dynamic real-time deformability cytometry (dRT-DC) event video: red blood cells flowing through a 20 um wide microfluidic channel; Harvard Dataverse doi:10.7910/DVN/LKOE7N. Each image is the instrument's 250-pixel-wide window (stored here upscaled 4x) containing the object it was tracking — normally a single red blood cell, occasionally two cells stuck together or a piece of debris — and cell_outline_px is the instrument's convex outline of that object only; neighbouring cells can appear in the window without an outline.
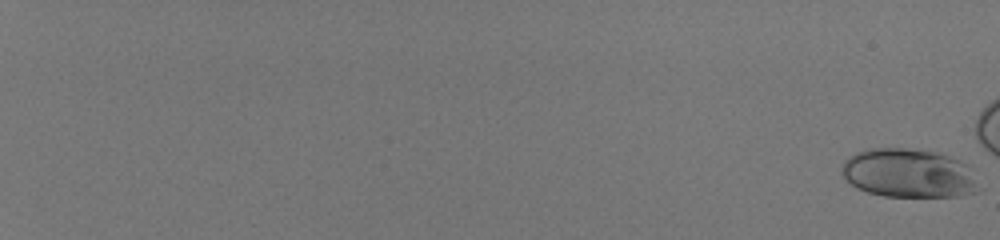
{"species": "human", "species_latin": "Homo sapiens", "temperature_condition": "room temperature", "stored_images_in_passage": 43, "camera_frame_rate_fps": 3000, "um_per_image_px": 0.085, "donor": {"sex": "male"}, "frame": {"image": 1, "passage_image": 1, "time_ms": 0.0, "image_size_px": [1000, 240], "cell_outline_px": [[980, 192], [956, 196], [884, 196], [868, 192], [856, 188], [844, 176], [840, 168], [844, 160], [848, 156], [856, 152], [872, 148], [904, 148], [936, 152], [960, 160], [964, 164]], "centroid_in_image_um": [77.16, 14.72], "position_along_channel_um": 7.8, "area_um2": 38.49}}
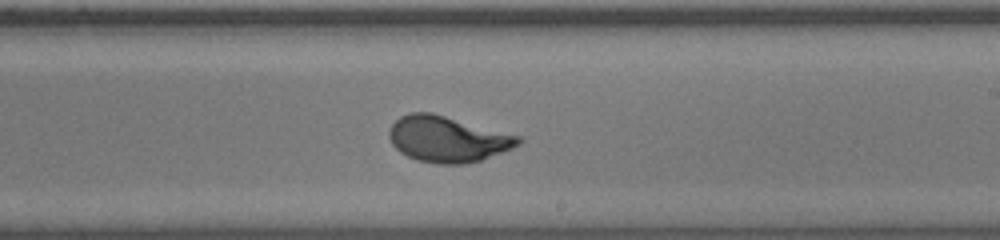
{"frame": {"image": 2, "passage_image": 28, "time_ms": 9.0, "image_size_px": [1000, 240], "cell_outline_px": [[524, 140], [520, 144], [512, 148], [480, 160], [464, 164], [436, 164], [416, 160], [400, 152], [392, 144], [388, 136], [388, 132], [392, 124], [400, 116], [408, 112], [432, 112], [520, 136]], "centroid_in_image_um": [38.02, 11.82], "position_along_channel_um": 251.0, "area_um2": 34.62}}
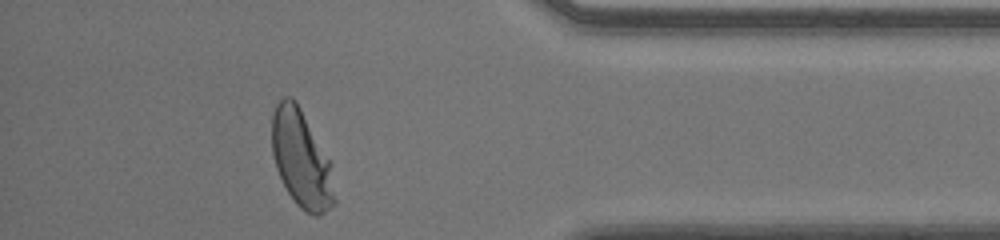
{"frame": {"image": 3, "passage_image": 41, "time_ms": 13.333, "image_size_px": [1000, 240], "cell_outline_px": [[336, 204], [320, 216], [312, 216], [304, 212], [296, 204], [288, 192], [276, 168], [272, 152], [272, 116], [276, 104], [284, 96], [292, 96], [296, 100], [332, 164], [336, 200]], "centroid_in_image_um": [25.64, 13.55], "position_along_channel_um": 409.6, "area_um2": 35.89}, "authors_computed_cell_mechanics": {"area_um2": 34.2176, "velocity_mm_per_s": 4.0163, "shape_relaxation_time_tau1_ms": 2.3206, "shape_relaxation_time_tau2_ms": null, "deformation_change_tau1": 0.1649, "deformation_change_tau2": null}}